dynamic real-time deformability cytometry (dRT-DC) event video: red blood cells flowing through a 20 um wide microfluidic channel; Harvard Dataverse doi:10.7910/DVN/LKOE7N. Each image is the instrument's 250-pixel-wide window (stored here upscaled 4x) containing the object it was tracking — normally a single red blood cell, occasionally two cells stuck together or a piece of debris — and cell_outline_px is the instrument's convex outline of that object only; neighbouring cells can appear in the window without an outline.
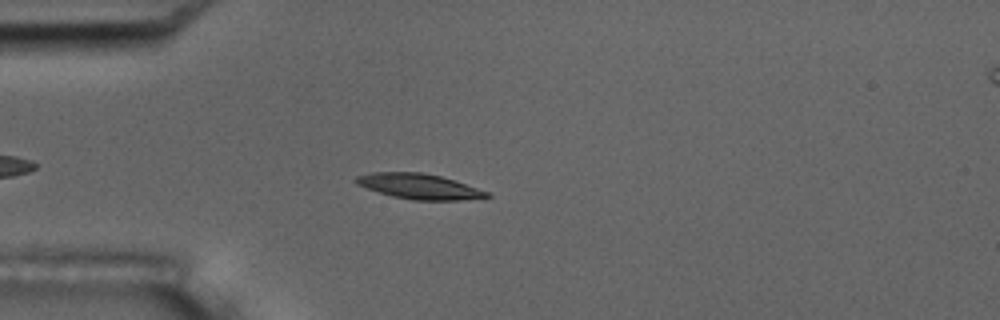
{"species": "common noctule bat (a hibernating species)", "species_latin": "Nyctalus noctula", "temperature_condition": "room temperature", "stored_images_in_passage": 46, "camera_frame_rate_fps": 3000, "um_per_image_px": 0.085, "animal": {"sex": "male", "body_mass_g": 17.5, "forearm_length_mm": 52.3}, "frame": {"image": 1, "passage_image": 7, "time_ms": 2.0, "image_size_px": [1000, 320], "cell_outline_px": [[492, 196], [460, 200], [412, 200], [392, 196], [356, 184], [352, 180], [356, 176], [372, 172], [420, 172], [440, 176], [488, 192]], "centroid_in_image_um": [35.56, 15.84], "position_along_channel_um": 49.4, "area_um2": 18.96}}
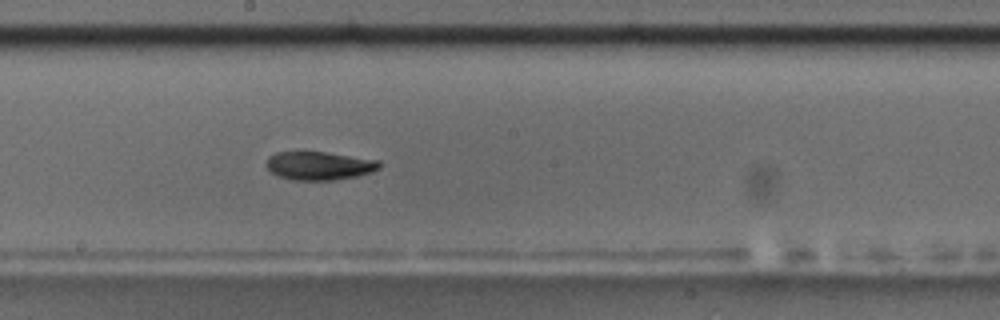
{"frame": {"image": 2, "passage_image": 22, "time_ms": 7.0, "image_size_px": [1000, 320], "cell_outline_px": [[380, 168], [372, 172], [356, 176], [336, 180], [292, 180], [276, 176], [264, 164], [268, 156], [276, 152], [296, 148], [380, 160]], "centroid_in_image_um": [27.05, 14.04], "position_along_channel_um": 221.2, "area_um2": 19.54}}
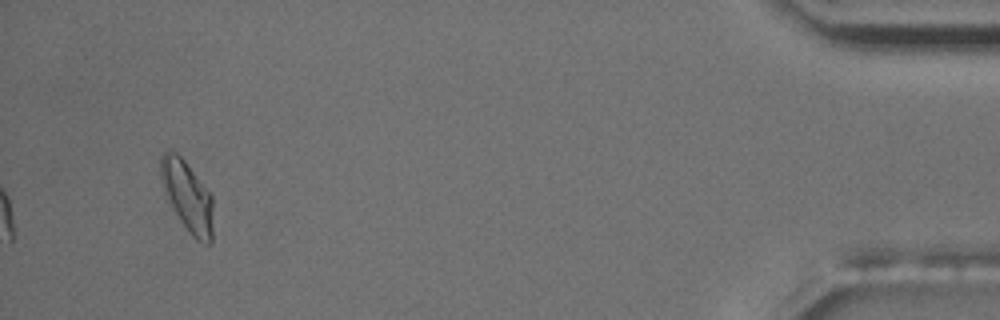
{"frame": {"image": 3, "passage_image": 44, "time_ms": 14.333, "image_size_px": [1000, 320], "cell_outline_px": [[212, 244], [208, 244], [196, 240], [192, 236], [180, 220], [172, 208], [164, 188], [160, 176], [160, 156], [168, 148], [172, 148], [184, 160], [212, 196]], "centroid_in_image_um": [15.91, 16.66], "position_along_channel_um": 419.3, "area_um2": 21.33}, "authors_computed_cell_mechanics": {"area_um2": 19.074, "velocity_mm_per_s": 3.7011, "shape_relaxation_time_tau1_ms": 4.0879, "shape_relaxation_time_tau2_ms": 5.9542, "deformation_change_tau1": 0.155, "deformation_change_tau2": 0.0859}}